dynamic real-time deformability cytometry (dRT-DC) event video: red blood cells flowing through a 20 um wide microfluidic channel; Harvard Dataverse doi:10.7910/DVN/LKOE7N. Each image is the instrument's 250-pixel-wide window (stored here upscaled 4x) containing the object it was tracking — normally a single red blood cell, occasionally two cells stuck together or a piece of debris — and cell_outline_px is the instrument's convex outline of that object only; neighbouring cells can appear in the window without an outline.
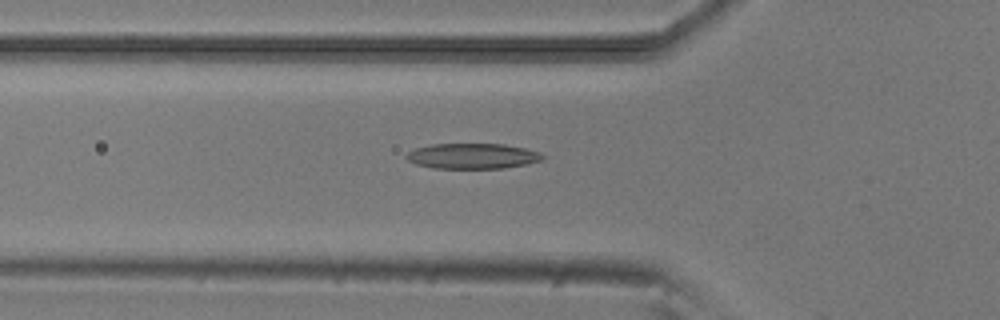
{"species": "common noctule bat (a hibernating species)", "species_latin": "Nyctalus noctula", "temperature_condition": "room temperature", "stored_images_in_passage": 18, "camera_frame_rate_fps": 3000, "um_per_image_px": 0.085, "animal": {"sex": "male", "body_mass_g": 20.5, "forearm_length_mm": 52.5}, "frame": {"image": 1, "passage_image": 17, "time_ms": 5.333, "image_size_px": [1000, 320], "cell_outline_px": [[544, 160], [504, 168], [432, 168], [416, 164], [408, 160], [404, 156], [412, 148], [432, 144], [504, 144], [524, 148], [540, 152], [544, 156]], "centroid_in_image_um": [40.13, 13.26], "position_along_channel_um": 85.7, "area_um2": 20.23}}